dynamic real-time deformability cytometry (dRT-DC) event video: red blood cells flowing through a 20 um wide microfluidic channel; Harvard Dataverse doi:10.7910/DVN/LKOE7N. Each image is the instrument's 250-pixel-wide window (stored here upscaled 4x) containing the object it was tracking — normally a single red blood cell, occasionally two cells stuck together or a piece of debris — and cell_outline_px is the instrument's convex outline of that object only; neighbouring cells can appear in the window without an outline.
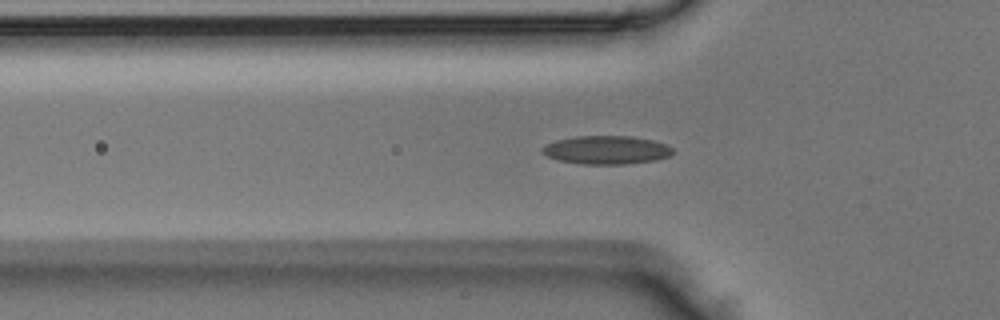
{"species": "Egyptian fruit bat (a non-hibernating species)", "species_latin": "Rousettus aegyptiacus", "temperature_condition": "room temperature", "stored_images_in_passage": 36, "camera_frame_rate_fps": 3000, "um_per_image_px": 0.085, "animal": {"sex": "male"}, "frame": {"image": 1, "passage_image": 2, "time_ms": 0.333, "image_size_px": [1000, 320], "cell_outline_px": [[672, 152], [668, 156], [656, 160], [624, 164], [580, 164], [560, 160], [548, 156], [540, 152], [540, 148], [544, 144], [556, 140], [576, 136], [632, 136], [652, 140], [668, 144], [672, 148]], "centroid_in_image_um": [51.51, 12.74], "position_along_channel_um": 74.3, "area_um2": 21.68}}
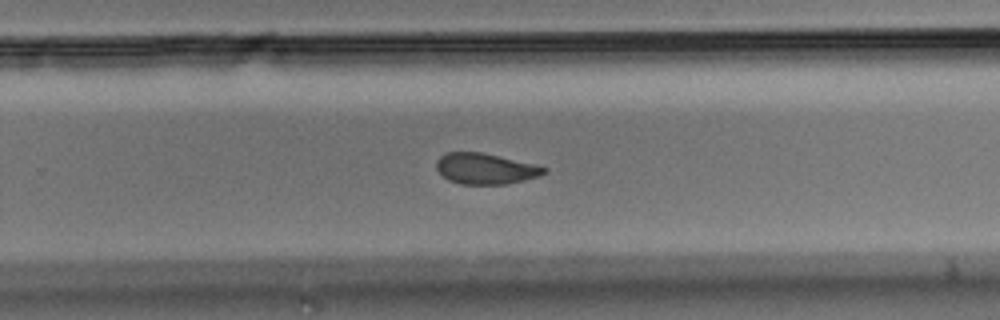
{"frame": {"image": 2, "passage_image": 18, "time_ms": 5.667, "image_size_px": [1000, 320], "cell_outline_px": [[548, 172], [540, 176], [524, 180], [504, 184], [460, 184], [448, 180], [436, 168], [436, 160], [440, 156], [448, 152], [480, 152], [536, 164], [548, 168]], "centroid_in_image_um": [41.28, 14.34], "position_along_channel_um": 288.5, "area_um2": 19.36}}
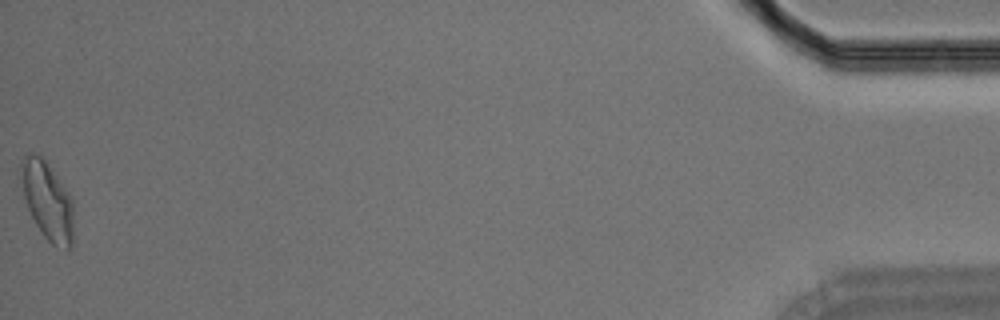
{"frame": {"image": 3, "passage_image": 36, "time_ms": 11.667, "image_size_px": [1000, 320], "cell_outline_px": [[72, 244], [68, 248], [52, 244], [44, 236], [36, 224], [28, 208], [16, 176], [16, 168], [20, 160], [28, 152], [32, 152], [40, 156], [48, 164], [68, 192], [72, 200]], "centroid_in_image_um": [3.93, 16.95], "position_along_channel_um": 431.3, "area_um2": 24.16}}